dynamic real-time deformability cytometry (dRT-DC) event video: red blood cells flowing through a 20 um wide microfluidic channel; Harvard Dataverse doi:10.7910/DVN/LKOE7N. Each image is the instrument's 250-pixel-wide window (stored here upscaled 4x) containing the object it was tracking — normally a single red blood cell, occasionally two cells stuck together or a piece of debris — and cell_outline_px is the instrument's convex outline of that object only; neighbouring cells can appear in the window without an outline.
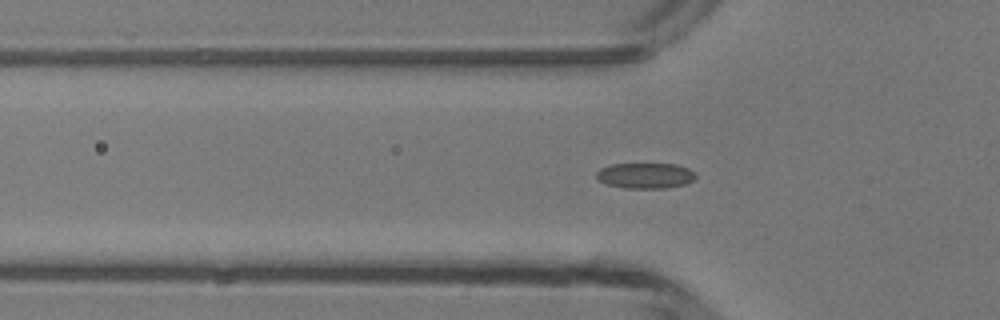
{"species": "common noctule bat (a hibernating species)", "species_latin": "Nyctalus noctula", "temperature_condition": "room temperature", "stored_images_in_passage": 37, "camera_frame_rate_fps": 3000, "um_per_image_px": 0.085, "animal": {"sex": "male", "body_mass_g": 13.3}, "frame": {"image": 1, "passage_image": 3, "time_ms": 0.667, "image_size_px": [1000, 320], "cell_outline_px": [[696, 176], [692, 180], [684, 184], [664, 188], [624, 188], [608, 184], [600, 180], [596, 176], [596, 172], [600, 168], [612, 164], [676, 164], [688, 168], [696, 172]], "centroid_in_image_um": [54.86, 14.92], "position_along_channel_um": 70.9, "area_um2": 14.68}}
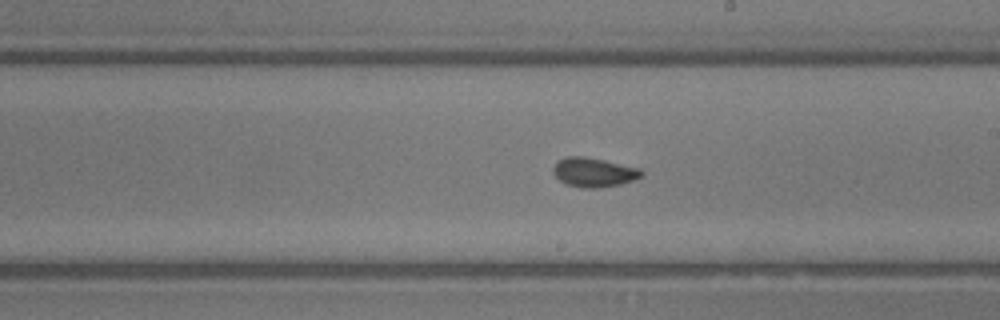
{"frame": {"image": 2, "passage_image": 15, "time_ms": 4.667, "image_size_px": [1000, 320], "cell_outline_px": [[644, 176], [620, 184], [600, 188], [580, 188], [568, 184], [560, 180], [552, 172], [552, 168], [560, 160], [568, 156], [584, 156], [604, 160], [640, 168], [644, 172]], "centroid_in_image_um": [50.5, 14.65], "position_along_channel_um": 238.5, "area_um2": 15.03}}
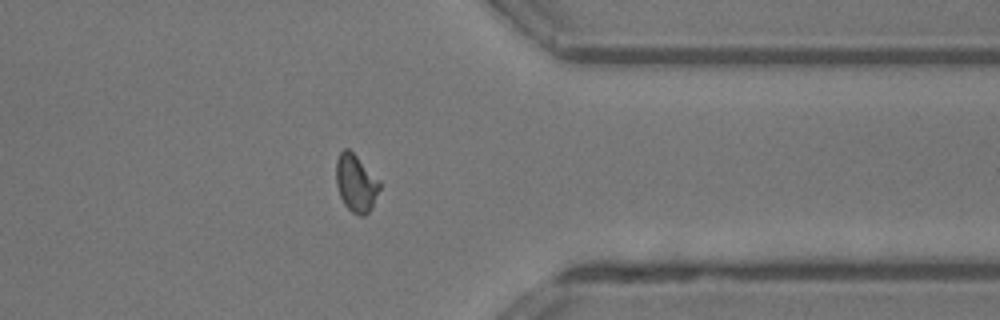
{"frame": {"image": 3, "passage_image": 26, "time_ms": 8.333, "image_size_px": [1000, 320], "cell_outline_px": [[380, 188], [372, 208], [364, 216], [360, 216], [352, 212], [344, 204], [340, 196], [336, 184], [336, 160], [340, 152], [344, 148], [348, 148], [380, 180]], "centroid_in_image_um": [30.25, 15.57], "position_along_channel_um": 381.1, "area_um2": 14.57}, "authors_computed_cell_mechanics": {"area_um2": 14.3344, "velocity_mm_per_s": 4.1686, "shape_relaxation_time_tau1_ms": null, "shape_relaxation_time_tau2_ms": 1.2156, "deformation_change_tau1": null, "deformation_change_tau2": 0.047}}